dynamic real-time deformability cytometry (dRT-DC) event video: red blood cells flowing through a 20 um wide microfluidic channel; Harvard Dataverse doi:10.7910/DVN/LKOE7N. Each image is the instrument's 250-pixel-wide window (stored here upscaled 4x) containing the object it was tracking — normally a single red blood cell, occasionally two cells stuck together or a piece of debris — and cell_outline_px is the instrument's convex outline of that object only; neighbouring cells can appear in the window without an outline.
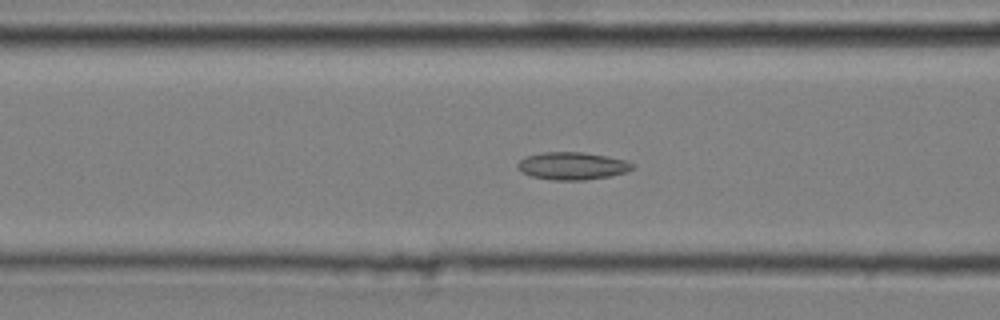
{"species": "common noctule bat (a hibernating species)", "species_latin": "Nyctalus noctula", "temperature_condition": "cold", "stored_images_in_passage": 52, "camera_frame_rate_fps": 3000, "um_per_image_px": 0.085, "animal": {"sex": "male", "body_mass_g": 20.4}, "frame": {"image": 1, "passage_image": 21, "time_ms": 6.667, "image_size_px": [1000, 320], "cell_outline_px": [[636, 168], [628, 172], [608, 176], [584, 180], [552, 180], [532, 176], [520, 172], [516, 168], [516, 164], [524, 156], [540, 152], [584, 152], [608, 156], [628, 160]], "centroid_in_image_um": [48.63, 14.09], "position_along_channel_um": 118.0, "area_um2": 18.79}}
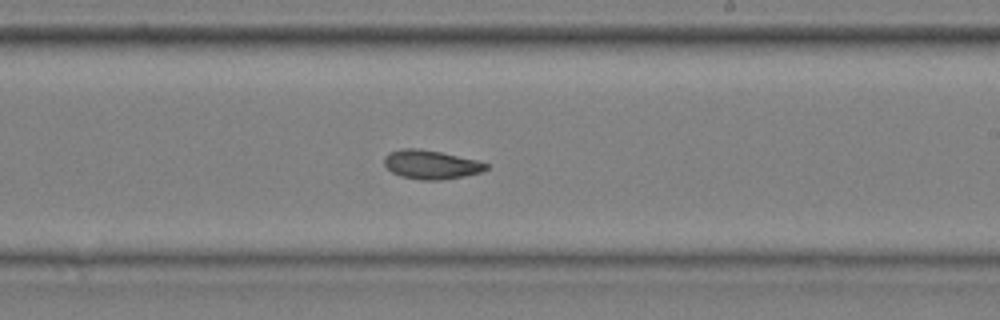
{"frame": {"image": 2, "passage_image": 32, "time_ms": 10.333, "image_size_px": [1000, 320], "cell_outline_px": [[488, 168], [480, 172], [464, 176], [440, 180], [420, 180], [400, 176], [392, 172], [384, 164], [384, 156], [388, 152], [404, 148], [420, 148], [480, 160], [488, 164]], "centroid_in_image_um": [36.63, 13.98], "position_along_channel_um": 252.4, "area_um2": 17.28}}
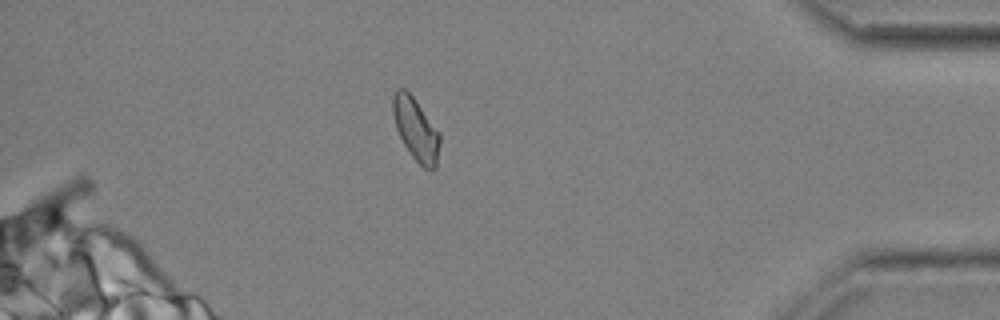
{"frame": {"image": 3, "passage_image": 47, "time_ms": 15.333, "image_size_px": [1000, 320], "cell_outline_px": [[440, 144], [436, 168], [432, 172], [424, 168], [412, 156], [404, 144], [396, 128], [392, 112], [392, 96], [396, 88], [404, 88], [416, 100], [440, 132]], "centroid_in_image_um": [35.36, 10.99], "position_along_channel_um": 399.8, "area_um2": 17.28}, "authors_computed_cell_mechanics": {"area_um2": 17.5712, "velocity_mm_per_s": 3.6676, "shape_relaxation_time_tau1_ms": null, "shape_relaxation_time_tau2_ms": 4.573, "deformation_change_tau1": null, "deformation_change_tau2": 0.0854}}